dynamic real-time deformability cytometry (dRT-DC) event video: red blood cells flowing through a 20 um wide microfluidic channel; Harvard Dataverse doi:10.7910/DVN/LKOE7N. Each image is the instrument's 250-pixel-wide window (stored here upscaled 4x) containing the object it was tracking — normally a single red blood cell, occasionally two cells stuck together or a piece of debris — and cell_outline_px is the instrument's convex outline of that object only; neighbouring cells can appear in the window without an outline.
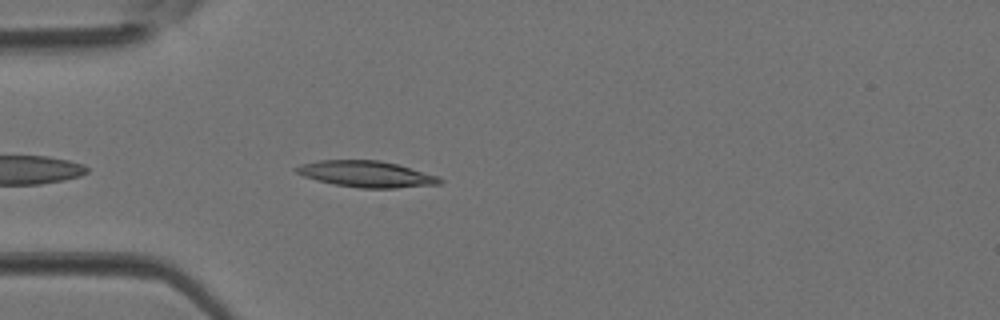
{"species": "Egyptian fruit bat (a non-hibernating species)", "species_latin": "Rousettus aegyptiacus", "temperature_condition": "room temperature", "stored_images_in_passage": 3, "camera_frame_rate_fps": 3000, "um_per_image_px": 0.085, "animal": {"sex": "female"}, "frame": {"image": 1, "passage_image": 3, "time_ms": 0.667, "image_size_px": [1000, 320], "cell_outline_px": [[444, 180], [440, 184], [396, 188], [360, 188], [336, 184], [316, 180], [304, 176], [296, 172], [292, 168], [300, 164], [320, 160], [380, 160], [396, 164], [440, 176]], "centroid_in_image_um": [31.15, 14.79], "position_along_channel_um": 53.8, "area_um2": 21.96}}